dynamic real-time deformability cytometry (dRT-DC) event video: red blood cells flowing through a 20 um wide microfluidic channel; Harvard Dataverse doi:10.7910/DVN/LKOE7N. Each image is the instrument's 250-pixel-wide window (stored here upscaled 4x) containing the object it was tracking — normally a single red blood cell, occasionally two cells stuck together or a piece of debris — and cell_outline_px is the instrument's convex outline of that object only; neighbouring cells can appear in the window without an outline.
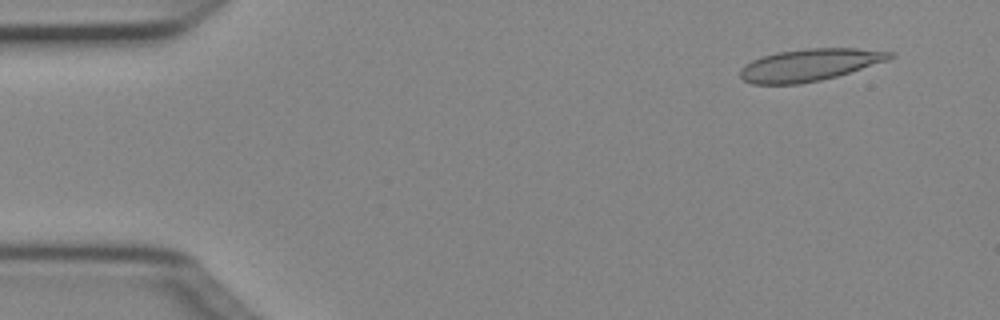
{"species": "Egyptian fruit bat (a non-hibernating species)", "species_latin": "Rousettus aegyptiacus", "temperature_condition": "cold", "stored_images_in_passage": 49, "camera_frame_rate_fps": 3000, "um_per_image_px": 0.085, "animal": {"sex": "female"}, "frame": {"image": 1, "passage_image": 4, "time_ms": 1.0, "image_size_px": [1000, 320], "cell_outline_px": [[896, 56], [888, 60], [836, 76], [820, 80], [800, 84], [752, 84], [744, 80], [740, 76], [740, 68], [744, 64], [752, 60], [776, 52], [804, 48], [856, 48], [892, 52]], "centroid_in_image_um": [68.79, 5.51], "position_along_channel_um": 16.2, "area_um2": 27.98}}
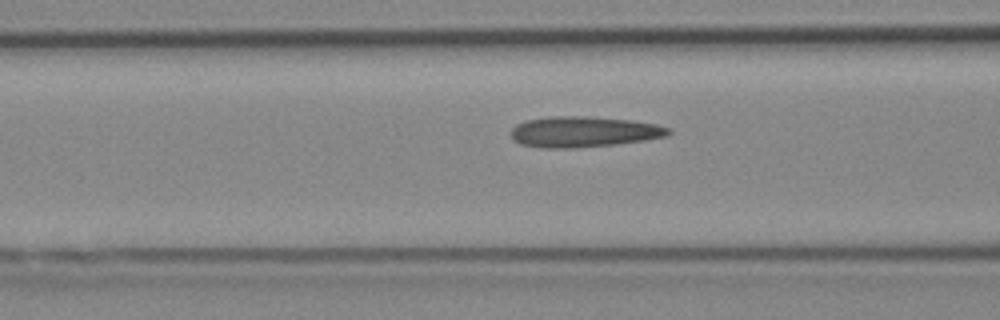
{"frame": {"image": 2, "passage_image": 19, "time_ms": 6.0, "image_size_px": [1000, 320], "cell_outline_px": [[672, 132], [668, 136], [644, 140], [616, 144], [572, 148], [544, 148], [520, 144], [512, 140], [512, 128], [516, 124], [528, 120], [552, 116], [588, 116], [632, 120], [656, 124], [672, 128]], "centroid_in_image_um": [49.64, 11.2], "position_along_channel_um": 117.0, "area_um2": 28.32}}
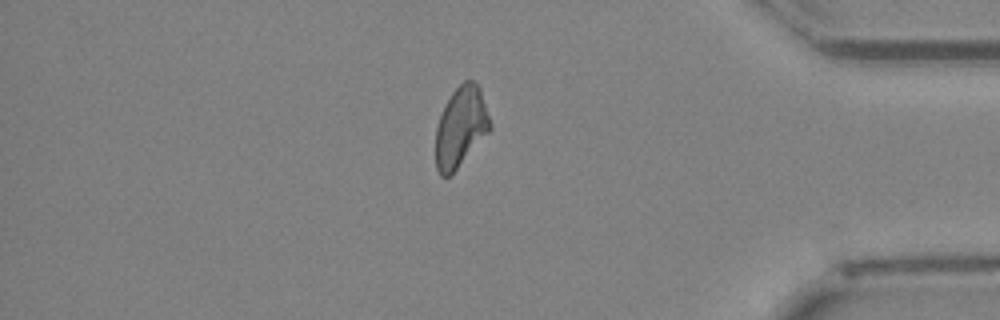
{"frame": {"image": 3, "passage_image": 42, "time_ms": 13.667, "image_size_px": [1000, 320], "cell_outline_px": [[492, 128], [452, 176], [440, 176], [436, 168], [436, 128], [444, 104], [452, 92], [464, 80], [472, 80], [480, 88], [492, 124]], "centroid_in_image_um": [39.17, 10.82], "position_along_channel_um": 396.0, "area_um2": 25.66}, "authors_computed_cell_mechanics": {"area_um2": 26.8192, "velocity_mm_per_s": 4.0459, "shape_relaxation_time_tau1_ms": null, "shape_relaxation_time_tau2_ms": 2.351, "deformation_change_tau1": null, "deformation_change_tau2": 0.1095}}